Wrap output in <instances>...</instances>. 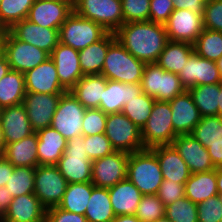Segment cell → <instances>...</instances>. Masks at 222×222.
<instances>
[{
  "instance_id": "cell-1",
  "label": "cell",
  "mask_w": 222,
  "mask_h": 222,
  "mask_svg": "<svg viewBox=\"0 0 222 222\" xmlns=\"http://www.w3.org/2000/svg\"><path fill=\"white\" fill-rule=\"evenodd\" d=\"M115 35L129 53L146 64L156 63L169 41L165 25L151 21L124 23Z\"/></svg>"
},
{
  "instance_id": "cell-2",
  "label": "cell",
  "mask_w": 222,
  "mask_h": 222,
  "mask_svg": "<svg viewBox=\"0 0 222 222\" xmlns=\"http://www.w3.org/2000/svg\"><path fill=\"white\" fill-rule=\"evenodd\" d=\"M127 179L143 195L157 194L164 179L157 156L150 148L129 154Z\"/></svg>"
},
{
  "instance_id": "cell-3",
  "label": "cell",
  "mask_w": 222,
  "mask_h": 222,
  "mask_svg": "<svg viewBox=\"0 0 222 222\" xmlns=\"http://www.w3.org/2000/svg\"><path fill=\"white\" fill-rule=\"evenodd\" d=\"M145 65L115 39L108 47L101 75L107 80L136 84L142 80Z\"/></svg>"
},
{
  "instance_id": "cell-4",
  "label": "cell",
  "mask_w": 222,
  "mask_h": 222,
  "mask_svg": "<svg viewBox=\"0 0 222 222\" xmlns=\"http://www.w3.org/2000/svg\"><path fill=\"white\" fill-rule=\"evenodd\" d=\"M85 149L83 135L69 139L62 157L55 165L68 184L91 182L92 161Z\"/></svg>"
},
{
  "instance_id": "cell-5",
  "label": "cell",
  "mask_w": 222,
  "mask_h": 222,
  "mask_svg": "<svg viewBox=\"0 0 222 222\" xmlns=\"http://www.w3.org/2000/svg\"><path fill=\"white\" fill-rule=\"evenodd\" d=\"M1 52L10 68L23 74L50 57L44 50L17 39L9 30L1 32Z\"/></svg>"
},
{
  "instance_id": "cell-6",
  "label": "cell",
  "mask_w": 222,
  "mask_h": 222,
  "mask_svg": "<svg viewBox=\"0 0 222 222\" xmlns=\"http://www.w3.org/2000/svg\"><path fill=\"white\" fill-rule=\"evenodd\" d=\"M171 116L169 101L155 100L147 123L141 129L144 148L172 144L178 135L174 132Z\"/></svg>"
},
{
  "instance_id": "cell-7",
  "label": "cell",
  "mask_w": 222,
  "mask_h": 222,
  "mask_svg": "<svg viewBox=\"0 0 222 222\" xmlns=\"http://www.w3.org/2000/svg\"><path fill=\"white\" fill-rule=\"evenodd\" d=\"M74 12L115 33L123 24L121 0H74Z\"/></svg>"
},
{
  "instance_id": "cell-8",
  "label": "cell",
  "mask_w": 222,
  "mask_h": 222,
  "mask_svg": "<svg viewBox=\"0 0 222 222\" xmlns=\"http://www.w3.org/2000/svg\"><path fill=\"white\" fill-rule=\"evenodd\" d=\"M141 87L143 93L159 101H170L186 90L178 74L165 71L157 63L145 65Z\"/></svg>"
},
{
  "instance_id": "cell-9",
  "label": "cell",
  "mask_w": 222,
  "mask_h": 222,
  "mask_svg": "<svg viewBox=\"0 0 222 222\" xmlns=\"http://www.w3.org/2000/svg\"><path fill=\"white\" fill-rule=\"evenodd\" d=\"M108 32L98 23L73 12L59 29L60 42L81 50L101 40Z\"/></svg>"
},
{
  "instance_id": "cell-10",
  "label": "cell",
  "mask_w": 222,
  "mask_h": 222,
  "mask_svg": "<svg viewBox=\"0 0 222 222\" xmlns=\"http://www.w3.org/2000/svg\"><path fill=\"white\" fill-rule=\"evenodd\" d=\"M105 135L115 151L134 153L145 149L141 129L122 112L107 114Z\"/></svg>"
},
{
  "instance_id": "cell-11",
  "label": "cell",
  "mask_w": 222,
  "mask_h": 222,
  "mask_svg": "<svg viewBox=\"0 0 222 222\" xmlns=\"http://www.w3.org/2000/svg\"><path fill=\"white\" fill-rule=\"evenodd\" d=\"M67 184L66 179L55 165L35 167L34 195L46 209L60 204Z\"/></svg>"
},
{
  "instance_id": "cell-12",
  "label": "cell",
  "mask_w": 222,
  "mask_h": 222,
  "mask_svg": "<svg viewBox=\"0 0 222 222\" xmlns=\"http://www.w3.org/2000/svg\"><path fill=\"white\" fill-rule=\"evenodd\" d=\"M85 111L86 108L67 91L61 95L51 127L60 132L67 141L81 136Z\"/></svg>"
},
{
  "instance_id": "cell-13",
  "label": "cell",
  "mask_w": 222,
  "mask_h": 222,
  "mask_svg": "<svg viewBox=\"0 0 222 222\" xmlns=\"http://www.w3.org/2000/svg\"><path fill=\"white\" fill-rule=\"evenodd\" d=\"M129 154L124 151H114L92 161V184L96 187L110 188L125 180Z\"/></svg>"
},
{
  "instance_id": "cell-14",
  "label": "cell",
  "mask_w": 222,
  "mask_h": 222,
  "mask_svg": "<svg viewBox=\"0 0 222 222\" xmlns=\"http://www.w3.org/2000/svg\"><path fill=\"white\" fill-rule=\"evenodd\" d=\"M170 41L194 44L204 30L203 15L190 10H174L164 24Z\"/></svg>"
},
{
  "instance_id": "cell-15",
  "label": "cell",
  "mask_w": 222,
  "mask_h": 222,
  "mask_svg": "<svg viewBox=\"0 0 222 222\" xmlns=\"http://www.w3.org/2000/svg\"><path fill=\"white\" fill-rule=\"evenodd\" d=\"M178 77L186 90L194 86L221 82L216 62L200 57L195 51L189 56Z\"/></svg>"
},
{
  "instance_id": "cell-16",
  "label": "cell",
  "mask_w": 222,
  "mask_h": 222,
  "mask_svg": "<svg viewBox=\"0 0 222 222\" xmlns=\"http://www.w3.org/2000/svg\"><path fill=\"white\" fill-rule=\"evenodd\" d=\"M61 95L26 92L22 104L34 132L51 126Z\"/></svg>"
},
{
  "instance_id": "cell-17",
  "label": "cell",
  "mask_w": 222,
  "mask_h": 222,
  "mask_svg": "<svg viewBox=\"0 0 222 222\" xmlns=\"http://www.w3.org/2000/svg\"><path fill=\"white\" fill-rule=\"evenodd\" d=\"M73 4L74 2L35 0L27 20L43 28L60 29L74 12Z\"/></svg>"
},
{
  "instance_id": "cell-18",
  "label": "cell",
  "mask_w": 222,
  "mask_h": 222,
  "mask_svg": "<svg viewBox=\"0 0 222 222\" xmlns=\"http://www.w3.org/2000/svg\"><path fill=\"white\" fill-rule=\"evenodd\" d=\"M171 145L183 158L192 174L215 169L208 149L191 134L178 135Z\"/></svg>"
},
{
  "instance_id": "cell-19",
  "label": "cell",
  "mask_w": 222,
  "mask_h": 222,
  "mask_svg": "<svg viewBox=\"0 0 222 222\" xmlns=\"http://www.w3.org/2000/svg\"><path fill=\"white\" fill-rule=\"evenodd\" d=\"M50 58L56 65L61 85L70 91L84 76L79 63V51L59 42L51 52Z\"/></svg>"
},
{
  "instance_id": "cell-20",
  "label": "cell",
  "mask_w": 222,
  "mask_h": 222,
  "mask_svg": "<svg viewBox=\"0 0 222 222\" xmlns=\"http://www.w3.org/2000/svg\"><path fill=\"white\" fill-rule=\"evenodd\" d=\"M26 92L63 94L67 90L61 85L56 65L49 57L44 62L24 73Z\"/></svg>"
},
{
  "instance_id": "cell-21",
  "label": "cell",
  "mask_w": 222,
  "mask_h": 222,
  "mask_svg": "<svg viewBox=\"0 0 222 222\" xmlns=\"http://www.w3.org/2000/svg\"><path fill=\"white\" fill-rule=\"evenodd\" d=\"M9 31L19 40L44 50L49 55L59 44V29L43 28L27 19L16 22Z\"/></svg>"
},
{
  "instance_id": "cell-22",
  "label": "cell",
  "mask_w": 222,
  "mask_h": 222,
  "mask_svg": "<svg viewBox=\"0 0 222 222\" xmlns=\"http://www.w3.org/2000/svg\"><path fill=\"white\" fill-rule=\"evenodd\" d=\"M169 104L174 132L177 135L190 134L201 120V115L191 93L185 90L182 94L170 100Z\"/></svg>"
},
{
  "instance_id": "cell-23",
  "label": "cell",
  "mask_w": 222,
  "mask_h": 222,
  "mask_svg": "<svg viewBox=\"0 0 222 222\" xmlns=\"http://www.w3.org/2000/svg\"><path fill=\"white\" fill-rule=\"evenodd\" d=\"M0 126L5 145L20 141L34 133L23 104L1 108Z\"/></svg>"
},
{
  "instance_id": "cell-24",
  "label": "cell",
  "mask_w": 222,
  "mask_h": 222,
  "mask_svg": "<svg viewBox=\"0 0 222 222\" xmlns=\"http://www.w3.org/2000/svg\"><path fill=\"white\" fill-rule=\"evenodd\" d=\"M143 93L141 82L127 84L114 80H107L102 98H100L99 109L104 113H119L123 106L134 97Z\"/></svg>"
},
{
  "instance_id": "cell-25",
  "label": "cell",
  "mask_w": 222,
  "mask_h": 222,
  "mask_svg": "<svg viewBox=\"0 0 222 222\" xmlns=\"http://www.w3.org/2000/svg\"><path fill=\"white\" fill-rule=\"evenodd\" d=\"M157 156L164 180L185 184L191 172L172 145H158L150 148Z\"/></svg>"
},
{
  "instance_id": "cell-26",
  "label": "cell",
  "mask_w": 222,
  "mask_h": 222,
  "mask_svg": "<svg viewBox=\"0 0 222 222\" xmlns=\"http://www.w3.org/2000/svg\"><path fill=\"white\" fill-rule=\"evenodd\" d=\"M46 208L34 193L13 198L4 219L11 222H45Z\"/></svg>"
},
{
  "instance_id": "cell-27",
  "label": "cell",
  "mask_w": 222,
  "mask_h": 222,
  "mask_svg": "<svg viewBox=\"0 0 222 222\" xmlns=\"http://www.w3.org/2000/svg\"><path fill=\"white\" fill-rule=\"evenodd\" d=\"M38 135V165H56L67 146V140L51 126L36 132Z\"/></svg>"
},
{
  "instance_id": "cell-28",
  "label": "cell",
  "mask_w": 222,
  "mask_h": 222,
  "mask_svg": "<svg viewBox=\"0 0 222 222\" xmlns=\"http://www.w3.org/2000/svg\"><path fill=\"white\" fill-rule=\"evenodd\" d=\"M110 202L116 216L135 215L143 194L127 178L108 188Z\"/></svg>"
},
{
  "instance_id": "cell-29",
  "label": "cell",
  "mask_w": 222,
  "mask_h": 222,
  "mask_svg": "<svg viewBox=\"0 0 222 222\" xmlns=\"http://www.w3.org/2000/svg\"><path fill=\"white\" fill-rule=\"evenodd\" d=\"M37 147L38 135L34 132L20 141L6 144L2 155L14 167L35 168L38 166Z\"/></svg>"
},
{
  "instance_id": "cell-30",
  "label": "cell",
  "mask_w": 222,
  "mask_h": 222,
  "mask_svg": "<svg viewBox=\"0 0 222 222\" xmlns=\"http://www.w3.org/2000/svg\"><path fill=\"white\" fill-rule=\"evenodd\" d=\"M106 84L107 78L101 74L84 75L70 92L86 109L99 108Z\"/></svg>"
},
{
  "instance_id": "cell-31",
  "label": "cell",
  "mask_w": 222,
  "mask_h": 222,
  "mask_svg": "<svg viewBox=\"0 0 222 222\" xmlns=\"http://www.w3.org/2000/svg\"><path fill=\"white\" fill-rule=\"evenodd\" d=\"M116 39L108 32L101 40L79 50V63L84 75L101 74L109 45Z\"/></svg>"
},
{
  "instance_id": "cell-32",
  "label": "cell",
  "mask_w": 222,
  "mask_h": 222,
  "mask_svg": "<svg viewBox=\"0 0 222 222\" xmlns=\"http://www.w3.org/2000/svg\"><path fill=\"white\" fill-rule=\"evenodd\" d=\"M185 197L199 204L218 195L216 168L212 171L191 174L184 184Z\"/></svg>"
},
{
  "instance_id": "cell-33",
  "label": "cell",
  "mask_w": 222,
  "mask_h": 222,
  "mask_svg": "<svg viewBox=\"0 0 222 222\" xmlns=\"http://www.w3.org/2000/svg\"><path fill=\"white\" fill-rule=\"evenodd\" d=\"M193 52L194 44L169 40L156 63L165 71L179 74Z\"/></svg>"
},
{
  "instance_id": "cell-34",
  "label": "cell",
  "mask_w": 222,
  "mask_h": 222,
  "mask_svg": "<svg viewBox=\"0 0 222 222\" xmlns=\"http://www.w3.org/2000/svg\"><path fill=\"white\" fill-rule=\"evenodd\" d=\"M88 222H111L115 217L108 188L92 184V193L84 214Z\"/></svg>"
},
{
  "instance_id": "cell-35",
  "label": "cell",
  "mask_w": 222,
  "mask_h": 222,
  "mask_svg": "<svg viewBox=\"0 0 222 222\" xmlns=\"http://www.w3.org/2000/svg\"><path fill=\"white\" fill-rule=\"evenodd\" d=\"M25 94L24 74L10 69L0 80V109L22 104Z\"/></svg>"
},
{
  "instance_id": "cell-36",
  "label": "cell",
  "mask_w": 222,
  "mask_h": 222,
  "mask_svg": "<svg viewBox=\"0 0 222 222\" xmlns=\"http://www.w3.org/2000/svg\"><path fill=\"white\" fill-rule=\"evenodd\" d=\"M92 193V182L67 184L59 208L84 215Z\"/></svg>"
},
{
  "instance_id": "cell-37",
  "label": "cell",
  "mask_w": 222,
  "mask_h": 222,
  "mask_svg": "<svg viewBox=\"0 0 222 222\" xmlns=\"http://www.w3.org/2000/svg\"><path fill=\"white\" fill-rule=\"evenodd\" d=\"M188 91L201 117L218 115L220 83L194 86Z\"/></svg>"
},
{
  "instance_id": "cell-38",
  "label": "cell",
  "mask_w": 222,
  "mask_h": 222,
  "mask_svg": "<svg viewBox=\"0 0 222 222\" xmlns=\"http://www.w3.org/2000/svg\"><path fill=\"white\" fill-rule=\"evenodd\" d=\"M35 0H1L0 29L9 30L16 22L27 19Z\"/></svg>"
},
{
  "instance_id": "cell-39",
  "label": "cell",
  "mask_w": 222,
  "mask_h": 222,
  "mask_svg": "<svg viewBox=\"0 0 222 222\" xmlns=\"http://www.w3.org/2000/svg\"><path fill=\"white\" fill-rule=\"evenodd\" d=\"M205 148L209 144L222 141V117L221 116H204L190 133Z\"/></svg>"
},
{
  "instance_id": "cell-40",
  "label": "cell",
  "mask_w": 222,
  "mask_h": 222,
  "mask_svg": "<svg viewBox=\"0 0 222 222\" xmlns=\"http://www.w3.org/2000/svg\"><path fill=\"white\" fill-rule=\"evenodd\" d=\"M155 99L145 93L134 97L123 106L122 113L142 129L151 114Z\"/></svg>"
},
{
  "instance_id": "cell-41",
  "label": "cell",
  "mask_w": 222,
  "mask_h": 222,
  "mask_svg": "<svg viewBox=\"0 0 222 222\" xmlns=\"http://www.w3.org/2000/svg\"><path fill=\"white\" fill-rule=\"evenodd\" d=\"M194 51L202 58L219 60L222 57V32L204 29L194 43Z\"/></svg>"
},
{
  "instance_id": "cell-42",
  "label": "cell",
  "mask_w": 222,
  "mask_h": 222,
  "mask_svg": "<svg viewBox=\"0 0 222 222\" xmlns=\"http://www.w3.org/2000/svg\"><path fill=\"white\" fill-rule=\"evenodd\" d=\"M35 168L14 167L6 188L13 198L34 193Z\"/></svg>"
},
{
  "instance_id": "cell-43",
  "label": "cell",
  "mask_w": 222,
  "mask_h": 222,
  "mask_svg": "<svg viewBox=\"0 0 222 222\" xmlns=\"http://www.w3.org/2000/svg\"><path fill=\"white\" fill-rule=\"evenodd\" d=\"M165 216L172 222H198L197 204L182 197L165 206Z\"/></svg>"
},
{
  "instance_id": "cell-44",
  "label": "cell",
  "mask_w": 222,
  "mask_h": 222,
  "mask_svg": "<svg viewBox=\"0 0 222 222\" xmlns=\"http://www.w3.org/2000/svg\"><path fill=\"white\" fill-rule=\"evenodd\" d=\"M135 216L141 222H154L165 216V206L157 195H143Z\"/></svg>"
},
{
  "instance_id": "cell-45",
  "label": "cell",
  "mask_w": 222,
  "mask_h": 222,
  "mask_svg": "<svg viewBox=\"0 0 222 222\" xmlns=\"http://www.w3.org/2000/svg\"><path fill=\"white\" fill-rule=\"evenodd\" d=\"M124 23L149 21L150 0H121Z\"/></svg>"
},
{
  "instance_id": "cell-46",
  "label": "cell",
  "mask_w": 222,
  "mask_h": 222,
  "mask_svg": "<svg viewBox=\"0 0 222 222\" xmlns=\"http://www.w3.org/2000/svg\"><path fill=\"white\" fill-rule=\"evenodd\" d=\"M84 141L85 151L91 161L107 156L115 151L105 133L84 136Z\"/></svg>"
},
{
  "instance_id": "cell-47",
  "label": "cell",
  "mask_w": 222,
  "mask_h": 222,
  "mask_svg": "<svg viewBox=\"0 0 222 222\" xmlns=\"http://www.w3.org/2000/svg\"><path fill=\"white\" fill-rule=\"evenodd\" d=\"M107 114L99 108L86 109L82 120V135L103 134L106 129Z\"/></svg>"
},
{
  "instance_id": "cell-48",
  "label": "cell",
  "mask_w": 222,
  "mask_h": 222,
  "mask_svg": "<svg viewBox=\"0 0 222 222\" xmlns=\"http://www.w3.org/2000/svg\"><path fill=\"white\" fill-rule=\"evenodd\" d=\"M222 216V196H212L197 204L198 222H220Z\"/></svg>"
},
{
  "instance_id": "cell-49",
  "label": "cell",
  "mask_w": 222,
  "mask_h": 222,
  "mask_svg": "<svg viewBox=\"0 0 222 222\" xmlns=\"http://www.w3.org/2000/svg\"><path fill=\"white\" fill-rule=\"evenodd\" d=\"M204 29L222 32V0H207L203 14Z\"/></svg>"
},
{
  "instance_id": "cell-50",
  "label": "cell",
  "mask_w": 222,
  "mask_h": 222,
  "mask_svg": "<svg viewBox=\"0 0 222 222\" xmlns=\"http://www.w3.org/2000/svg\"><path fill=\"white\" fill-rule=\"evenodd\" d=\"M156 195L163 202L164 206H167L185 197L184 184L173 180H163Z\"/></svg>"
},
{
  "instance_id": "cell-51",
  "label": "cell",
  "mask_w": 222,
  "mask_h": 222,
  "mask_svg": "<svg viewBox=\"0 0 222 222\" xmlns=\"http://www.w3.org/2000/svg\"><path fill=\"white\" fill-rule=\"evenodd\" d=\"M173 11L172 0H150L149 21L165 24Z\"/></svg>"
},
{
  "instance_id": "cell-52",
  "label": "cell",
  "mask_w": 222,
  "mask_h": 222,
  "mask_svg": "<svg viewBox=\"0 0 222 222\" xmlns=\"http://www.w3.org/2000/svg\"><path fill=\"white\" fill-rule=\"evenodd\" d=\"M45 222H88L81 214L65 211L58 206L46 209Z\"/></svg>"
},
{
  "instance_id": "cell-53",
  "label": "cell",
  "mask_w": 222,
  "mask_h": 222,
  "mask_svg": "<svg viewBox=\"0 0 222 222\" xmlns=\"http://www.w3.org/2000/svg\"><path fill=\"white\" fill-rule=\"evenodd\" d=\"M207 0H172L174 10L185 9L198 14H204L205 4Z\"/></svg>"
},
{
  "instance_id": "cell-54",
  "label": "cell",
  "mask_w": 222,
  "mask_h": 222,
  "mask_svg": "<svg viewBox=\"0 0 222 222\" xmlns=\"http://www.w3.org/2000/svg\"><path fill=\"white\" fill-rule=\"evenodd\" d=\"M14 166L3 156L0 155V186H6Z\"/></svg>"
},
{
  "instance_id": "cell-55",
  "label": "cell",
  "mask_w": 222,
  "mask_h": 222,
  "mask_svg": "<svg viewBox=\"0 0 222 222\" xmlns=\"http://www.w3.org/2000/svg\"><path fill=\"white\" fill-rule=\"evenodd\" d=\"M208 153L214 167H222V141L209 144Z\"/></svg>"
},
{
  "instance_id": "cell-56",
  "label": "cell",
  "mask_w": 222,
  "mask_h": 222,
  "mask_svg": "<svg viewBox=\"0 0 222 222\" xmlns=\"http://www.w3.org/2000/svg\"><path fill=\"white\" fill-rule=\"evenodd\" d=\"M12 200L13 196L9 193L6 186H0V219L5 217Z\"/></svg>"
},
{
  "instance_id": "cell-57",
  "label": "cell",
  "mask_w": 222,
  "mask_h": 222,
  "mask_svg": "<svg viewBox=\"0 0 222 222\" xmlns=\"http://www.w3.org/2000/svg\"><path fill=\"white\" fill-rule=\"evenodd\" d=\"M10 69L7 57L0 51V80L9 72Z\"/></svg>"
},
{
  "instance_id": "cell-58",
  "label": "cell",
  "mask_w": 222,
  "mask_h": 222,
  "mask_svg": "<svg viewBox=\"0 0 222 222\" xmlns=\"http://www.w3.org/2000/svg\"><path fill=\"white\" fill-rule=\"evenodd\" d=\"M111 222H141L135 215H118Z\"/></svg>"
},
{
  "instance_id": "cell-59",
  "label": "cell",
  "mask_w": 222,
  "mask_h": 222,
  "mask_svg": "<svg viewBox=\"0 0 222 222\" xmlns=\"http://www.w3.org/2000/svg\"><path fill=\"white\" fill-rule=\"evenodd\" d=\"M216 179L218 195L222 196V167L216 168Z\"/></svg>"
},
{
  "instance_id": "cell-60",
  "label": "cell",
  "mask_w": 222,
  "mask_h": 222,
  "mask_svg": "<svg viewBox=\"0 0 222 222\" xmlns=\"http://www.w3.org/2000/svg\"><path fill=\"white\" fill-rule=\"evenodd\" d=\"M218 116L222 117V81L220 82Z\"/></svg>"
},
{
  "instance_id": "cell-61",
  "label": "cell",
  "mask_w": 222,
  "mask_h": 222,
  "mask_svg": "<svg viewBox=\"0 0 222 222\" xmlns=\"http://www.w3.org/2000/svg\"><path fill=\"white\" fill-rule=\"evenodd\" d=\"M4 148H5V139L2 132V128L0 126V155H2Z\"/></svg>"
},
{
  "instance_id": "cell-62",
  "label": "cell",
  "mask_w": 222,
  "mask_h": 222,
  "mask_svg": "<svg viewBox=\"0 0 222 222\" xmlns=\"http://www.w3.org/2000/svg\"><path fill=\"white\" fill-rule=\"evenodd\" d=\"M216 65L218 67L220 77H221V81H222V57L219 60L216 61Z\"/></svg>"
},
{
  "instance_id": "cell-63",
  "label": "cell",
  "mask_w": 222,
  "mask_h": 222,
  "mask_svg": "<svg viewBox=\"0 0 222 222\" xmlns=\"http://www.w3.org/2000/svg\"><path fill=\"white\" fill-rule=\"evenodd\" d=\"M154 222H172L171 220H169L166 216L160 218V219H157L156 221Z\"/></svg>"
},
{
  "instance_id": "cell-64",
  "label": "cell",
  "mask_w": 222,
  "mask_h": 222,
  "mask_svg": "<svg viewBox=\"0 0 222 222\" xmlns=\"http://www.w3.org/2000/svg\"><path fill=\"white\" fill-rule=\"evenodd\" d=\"M47 1L74 2V0H47Z\"/></svg>"
},
{
  "instance_id": "cell-65",
  "label": "cell",
  "mask_w": 222,
  "mask_h": 222,
  "mask_svg": "<svg viewBox=\"0 0 222 222\" xmlns=\"http://www.w3.org/2000/svg\"><path fill=\"white\" fill-rule=\"evenodd\" d=\"M0 222H11V221H9V220H6V219H0Z\"/></svg>"
}]
</instances>
